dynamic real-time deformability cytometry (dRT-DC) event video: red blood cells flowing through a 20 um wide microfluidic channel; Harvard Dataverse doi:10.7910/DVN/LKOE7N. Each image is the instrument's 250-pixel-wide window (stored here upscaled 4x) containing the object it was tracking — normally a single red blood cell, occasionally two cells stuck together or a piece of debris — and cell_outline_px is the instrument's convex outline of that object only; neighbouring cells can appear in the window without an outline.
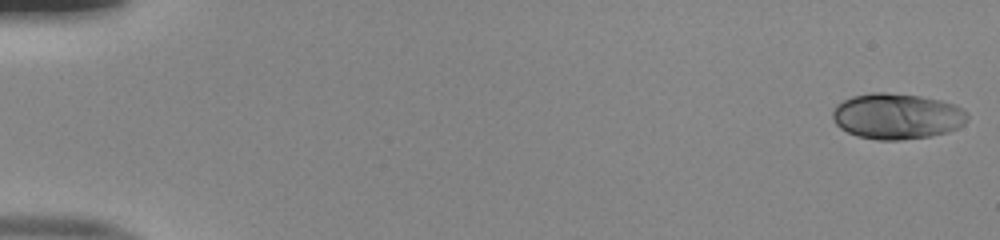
{"species": "human", "species_latin": "Homo sapiens", "temperature_condition": "room temperature", "stored_images_in_passage": 51, "camera_frame_rate_fps": 3000, "um_per_image_px": 0.085, "donor": {"sex": "male"}, "frame": {"image": 1, "passage_image": 1, "time_ms": 0.0, "image_size_px": [1000, 240], "cell_outline_px": [[968, 120], [964, 124], [948, 132], [928, 136], [900, 140], [876, 140], [856, 136], [840, 128], [836, 124], [832, 116], [832, 112], [836, 104], [852, 96], [872, 92], [884, 92], [920, 96], [940, 100], [964, 108], [968, 112]], "centroid_in_image_um": [76.24, 9.88], "position_along_channel_um": 8.8, "area_um2": 36.13}}
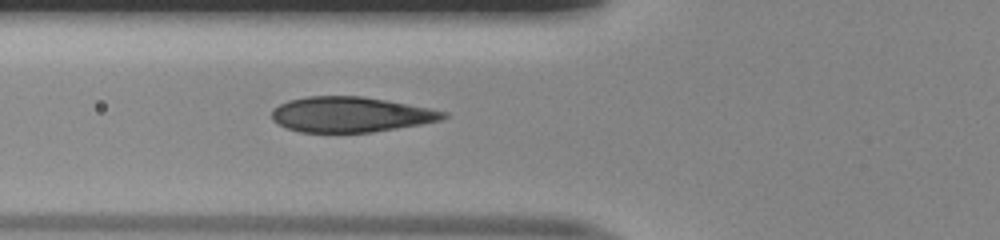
{"frame": {"image": 2, "passage_image": 20, "time_ms": 6.333, "image_size_px": [1000, 240], "cell_outline_px": [[448, 116], [444, 120], [372, 132], [300, 132], [276, 124], [272, 120], [272, 108], [288, 100], [308, 96], [364, 96], [388, 100], [448, 112]], "centroid_in_image_um": [29.8, 9.72], "position_along_channel_um": 96.0, "area_um2": 35.37}}
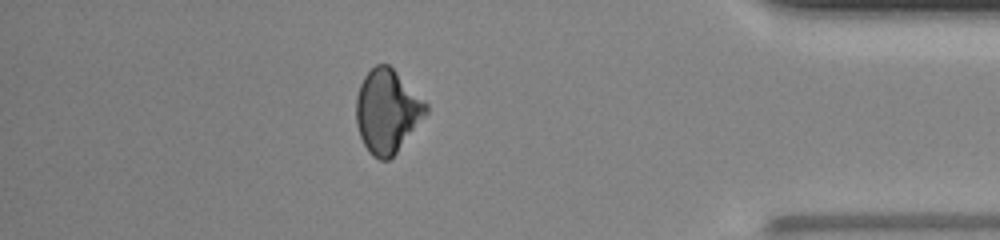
{"frame": {"image": 3, "passage_image": 45, "time_ms": 14.667, "image_size_px": [1000, 240], "cell_outline_px": [[428, 112], [396, 152], [388, 160], [380, 160], [372, 156], [368, 152], [360, 136], [356, 124], [356, 96], [360, 84], [364, 76], [376, 64], [388, 64], [428, 104]], "centroid_in_image_um": [32.89, 9.46], "position_along_channel_um": 402.3, "area_um2": 33.64}, "authors_computed_cell_mechanics": {"area_um2": 34.7956, "velocity_mm_per_s": 4.058, "shape_relaxation_time_tau1_ms": null, "shape_relaxation_time_tau2_ms": 0.8924, "deformation_change_tau1": null, "deformation_change_tau2": 0.0376}}